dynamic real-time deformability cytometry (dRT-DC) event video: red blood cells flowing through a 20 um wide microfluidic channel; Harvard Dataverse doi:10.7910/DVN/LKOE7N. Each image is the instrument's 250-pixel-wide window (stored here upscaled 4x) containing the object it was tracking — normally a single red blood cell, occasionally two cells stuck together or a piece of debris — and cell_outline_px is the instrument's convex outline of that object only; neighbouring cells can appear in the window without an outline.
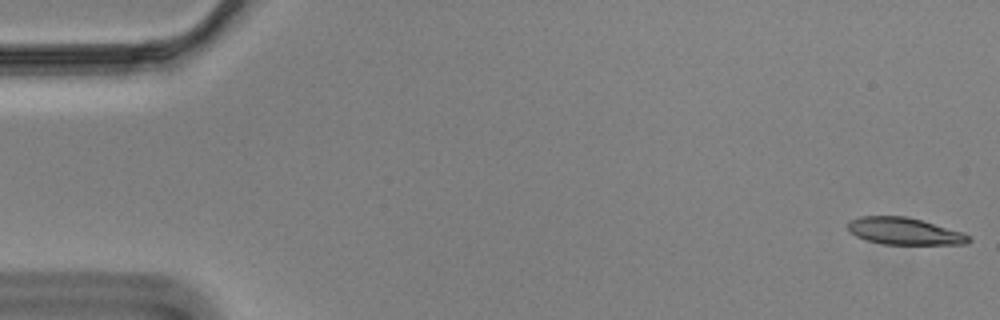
{"species": "Egyptian fruit bat (a non-hibernating species)", "species_latin": "Rousettus aegyptiacus", "temperature_condition": "cold", "stored_images_in_passage": 14, "camera_frame_rate_fps": 3000, "um_per_image_px": 0.085, "animal": {"sex": "male"}, "frame": {"image": 1, "passage_image": 1, "time_ms": 0.0, "image_size_px": [1000, 320], "cell_outline_px": [[972, 240], [964, 244], [884, 244], [868, 240], [856, 236], [848, 232], [848, 220], [860, 216], [908, 216], [964, 232], [972, 236]], "centroid_in_image_um": [76.89, 19.64], "position_along_channel_um": 8.1, "area_um2": 19.19}}